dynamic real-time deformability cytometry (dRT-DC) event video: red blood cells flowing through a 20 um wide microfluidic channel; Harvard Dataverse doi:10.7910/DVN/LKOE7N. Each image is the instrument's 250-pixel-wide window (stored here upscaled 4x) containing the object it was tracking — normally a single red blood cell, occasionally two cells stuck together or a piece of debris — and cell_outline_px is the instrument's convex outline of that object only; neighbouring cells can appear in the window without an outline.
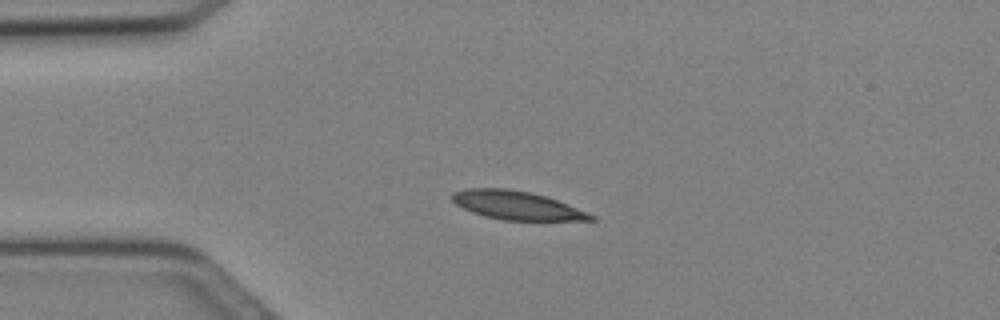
{"species": "Egyptian fruit bat (a non-hibernating species)", "species_latin": "Rousettus aegyptiacus", "temperature_condition": "cold", "stored_images_in_passage": 28, "camera_frame_rate_fps": 3000, "um_per_image_px": 0.085, "animal": {"sex": "female"}, "frame": {"image": 1, "passage_image": 5, "time_ms": 1.333, "image_size_px": [1000, 320], "cell_outline_px": [[596, 220], [504, 220], [484, 216], [472, 212], [456, 204], [448, 196], [452, 192], [468, 188], [508, 188], [532, 192], [556, 200], [588, 212], [596, 216]], "centroid_in_image_um": [43.88, 17.44], "position_along_channel_um": 41.1, "area_um2": 23.06}}
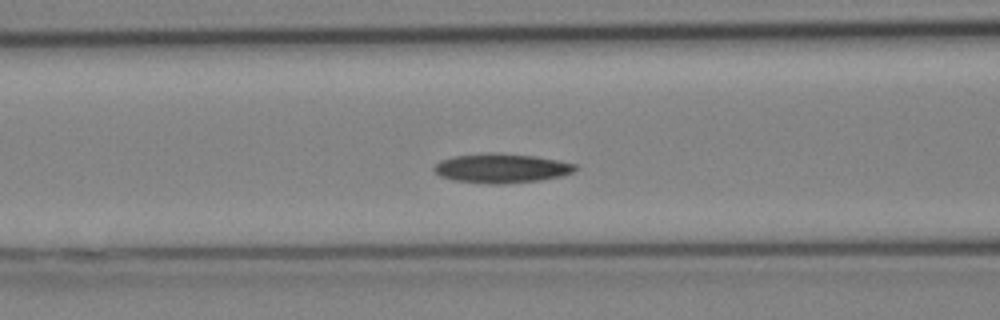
{"frame": {"image": 2, "passage_image": 10, "time_ms": 3.0, "image_size_px": [1000, 320], "cell_outline_px": [[576, 168], [572, 172], [560, 176], [540, 180], [500, 184], [496, 184], [452, 180], [440, 176], [432, 168], [440, 160], [452, 156], [484, 152], [496, 152], [536, 156], [576, 164]], "centroid_in_image_um": [42.57, 14.28], "position_along_channel_um": 124.0, "area_um2": 24.16}}
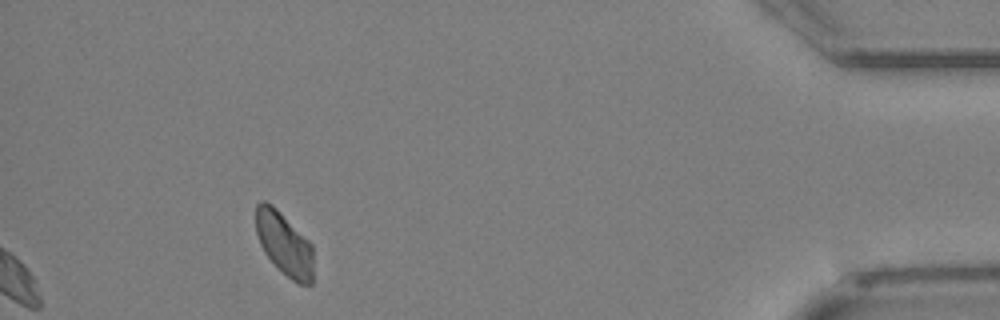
{"frame": {"image": 3, "passage_image": 26, "time_ms": 8.333, "image_size_px": [1000, 320], "cell_outline_px": [[312, 284], [300, 284], [292, 280], [264, 252], [260, 244], [256, 232], [256, 204], [260, 200], [264, 200], [272, 204], [312, 244]], "centroid_in_image_um": [24.14, 20.68], "position_along_channel_um": 411.1, "area_um2": 20.75}}